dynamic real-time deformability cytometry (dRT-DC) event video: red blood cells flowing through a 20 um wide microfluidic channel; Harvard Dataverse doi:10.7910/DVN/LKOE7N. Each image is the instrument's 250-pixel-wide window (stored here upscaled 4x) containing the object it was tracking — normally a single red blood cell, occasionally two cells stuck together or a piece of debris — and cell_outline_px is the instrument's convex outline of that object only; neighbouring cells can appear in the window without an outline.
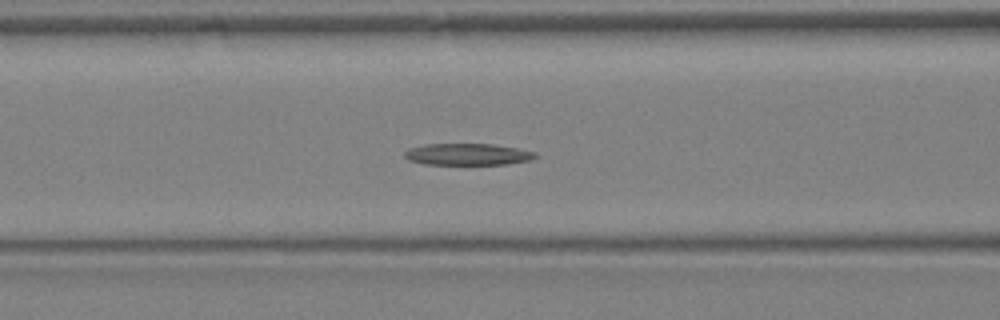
{"species": "Egyptian fruit bat (a non-hibernating species)", "species_latin": "Rousettus aegyptiacus", "temperature_condition": "warm", "stored_images_in_passage": 26, "camera_frame_rate_fps": 3000, "um_per_image_px": 0.085, "animal": {"sex": "female"}, "frame": {"image": 1, "passage_image": 6, "time_ms": 1.667, "image_size_px": [1000, 320], "cell_outline_px": [[536, 156], [532, 160], [508, 164], [424, 164], [408, 160], [404, 156], [404, 152], [408, 148], [424, 144], [492, 144], [516, 148], [536, 152]], "centroid_in_image_um": [39.72, 13.11], "position_along_channel_um": 126.9, "area_um2": 16.53}}
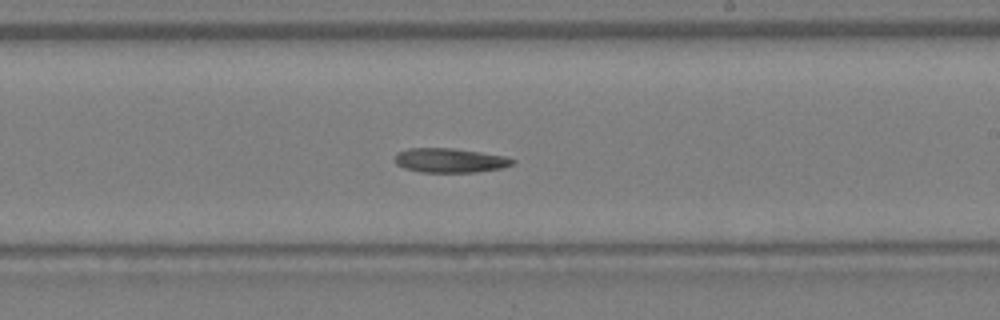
{"frame": {"image": 2, "passage_image": 12, "time_ms": 3.667, "image_size_px": [1000, 320], "cell_outline_px": [[516, 160], [512, 164], [500, 168], [476, 172], [420, 172], [404, 168], [396, 164], [396, 152], [408, 148], [452, 148], [480, 152], [504, 156]], "centroid_in_image_um": [38.21, 13.63], "position_along_channel_um": 250.8, "area_um2": 16.59}}
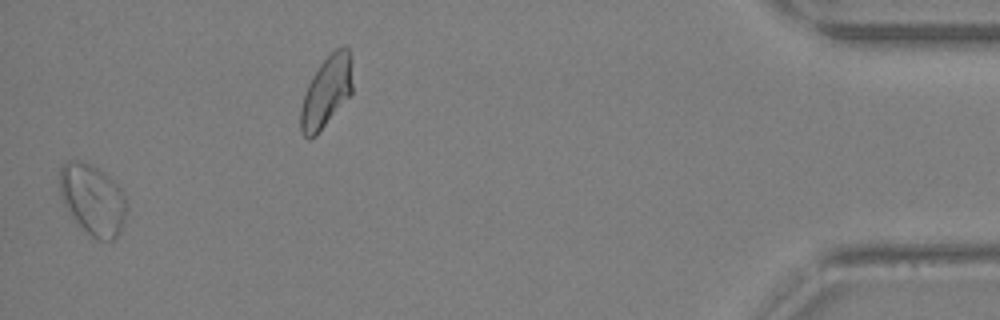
{"frame": {"image": 3, "passage_image": 25, "time_ms": 8.0, "image_size_px": [1000, 320], "cell_outline_px": [[128, 208], [120, 232], [112, 240], [100, 240], [92, 236], [76, 220], [60, 196], [60, 168], [68, 160], [76, 160], [92, 164], [104, 172], [120, 188], [124, 196]], "centroid_in_image_um": [7.9, 16.93], "position_along_channel_um": 427.3, "area_um2": 27.11}}